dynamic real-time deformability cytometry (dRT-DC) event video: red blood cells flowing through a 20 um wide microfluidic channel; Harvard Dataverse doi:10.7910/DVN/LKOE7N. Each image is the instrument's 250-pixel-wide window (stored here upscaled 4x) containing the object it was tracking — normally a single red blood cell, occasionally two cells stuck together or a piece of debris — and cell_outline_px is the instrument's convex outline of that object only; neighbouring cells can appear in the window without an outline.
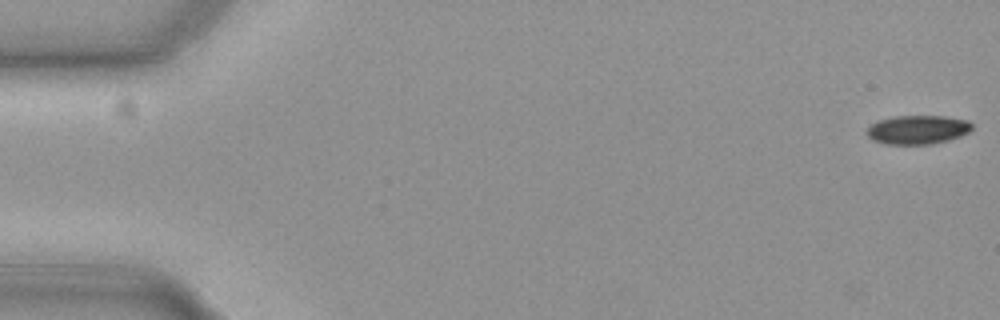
{"species": "common noctule bat (a hibernating species)", "species_latin": "Nyctalus noctula", "temperature_condition": "cold", "stored_images_in_passage": 2, "camera_frame_rate_fps": 3000, "um_per_image_px": 0.085, "animal": {"sex": "female", "body_mass_g": 19.3, "forearm_length_mm": 54.1}, "frame": {"image": 1, "passage_image": 2, "time_ms": 0.333, "image_size_px": [1000, 320], "cell_outline_px": [[972, 128], [968, 132], [960, 136], [948, 140], [932, 144], [884, 144], [872, 140], [868, 136], [868, 128], [872, 124], [880, 120], [896, 116], [944, 116], [968, 120], [972, 124]], "centroid_in_image_um": [78.02, 11.03], "position_along_channel_um": 7.0, "area_um2": 17.57}}